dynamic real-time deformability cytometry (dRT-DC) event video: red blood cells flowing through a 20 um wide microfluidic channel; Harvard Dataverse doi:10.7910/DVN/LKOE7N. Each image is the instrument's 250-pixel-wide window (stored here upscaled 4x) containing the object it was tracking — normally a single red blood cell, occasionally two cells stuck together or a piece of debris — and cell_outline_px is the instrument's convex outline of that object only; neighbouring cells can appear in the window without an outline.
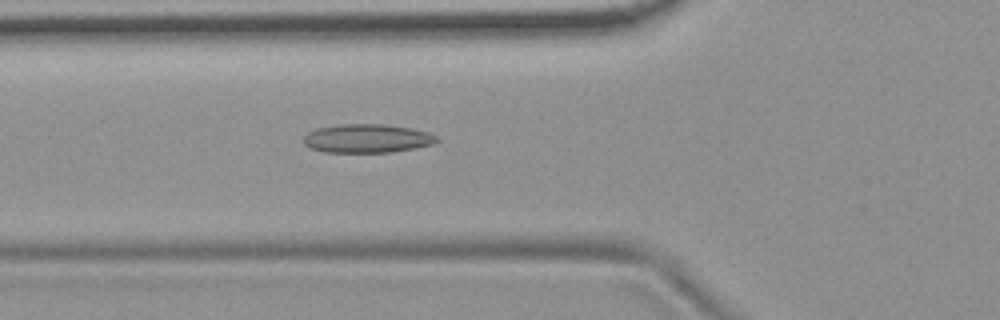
{"species": "common noctule bat (a hibernating species)", "species_latin": "Nyctalus noctula", "temperature_condition": "room temperature", "stored_images_in_passage": 4, "camera_frame_rate_fps": 3000, "um_per_image_px": 0.085, "animal": {"sex": "female", "body_mass_g": 19.9}, "frame": {"image": 1, "passage_image": 4, "time_ms": 3.333, "image_size_px": [1000, 320], "cell_outline_px": [[440, 140], [436, 144], [416, 148], [392, 152], [324, 152], [308, 148], [304, 144], [304, 136], [308, 132], [316, 128], [340, 124], [384, 124], [412, 128], [428, 132], [436, 136]], "centroid_in_image_um": [31.22, 11.77], "position_along_channel_um": 94.6, "area_um2": 22.54}}